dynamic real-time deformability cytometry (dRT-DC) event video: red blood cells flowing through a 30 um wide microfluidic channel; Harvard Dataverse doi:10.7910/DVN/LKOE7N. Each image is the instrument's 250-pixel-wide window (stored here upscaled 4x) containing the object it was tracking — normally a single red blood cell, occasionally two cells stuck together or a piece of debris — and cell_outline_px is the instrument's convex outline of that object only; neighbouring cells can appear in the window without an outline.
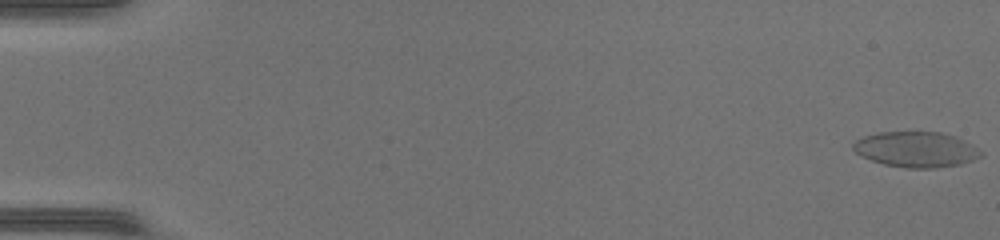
{"species": "common noctule bat (a hibernating species)", "species_latin": "Nyctalus noctula", "temperature_condition": "warm", "stored_images_in_passage": 14, "camera_frame_rate_fps": 3000, "um_per_image_px": 0.085, "animal": {"sex": "female", "body_mass_g": 17.0, "forearm_length_mm": 48.0}, "frame": {"image": 1, "passage_image": 1, "time_ms": 0.0, "image_size_px": [1000, 240], "cell_outline_px": [[980, 156], [972, 160], [960, 164], [932, 168], [908, 168], [884, 164], [872, 160], [856, 152], [852, 148], [852, 144], [856, 140], [864, 136], [880, 132], [940, 132], [952, 136], [960, 140], [980, 152]], "centroid_in_image_um": [77.78, 12.7], "position_along_channel_um": 7.2, "area_um2": 25.61}}